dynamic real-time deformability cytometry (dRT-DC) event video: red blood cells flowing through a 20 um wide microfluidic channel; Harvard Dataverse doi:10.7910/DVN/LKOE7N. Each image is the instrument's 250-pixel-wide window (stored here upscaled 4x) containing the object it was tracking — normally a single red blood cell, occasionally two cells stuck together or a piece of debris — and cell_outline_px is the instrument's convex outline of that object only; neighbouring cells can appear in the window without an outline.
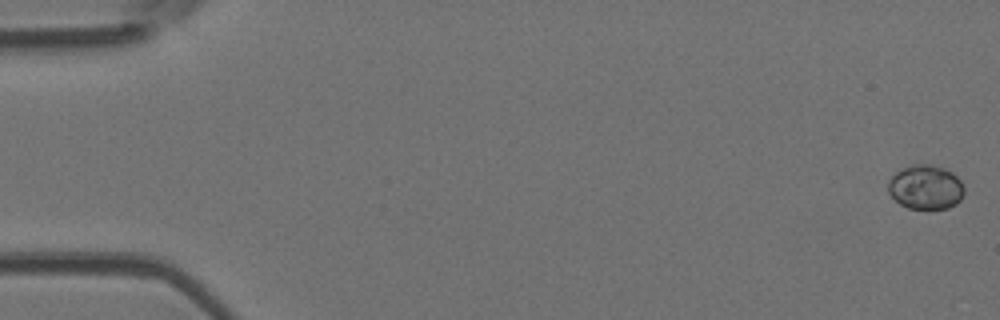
{"species": "Egyptian fruit bat (a non-hibernating species)", "species_latin": "Rousettus aegyptiacus", "temperature_condition": "room temperature", "stored_images_in_passage": 6, "camera_frame_rate_fps": 3000, "um_per_image_px": 0.085, "animal": {"sex": "female"}, "frame": {"image": 1, "passage_image": 1, "time_ms": 0.0, "image_size_px": [1000, 320], "cell_outline_px": [[964, 192], [960, 200], [956, 204], [948, 208], [928, 212], [908, 208], [900, 204], [888, 192], [888, 180], [896, 172], [912, 164], [928, 164], [944, 168], [952, 172], [960, 180], [964, 188]], "centroid_in_image_um": [78.68, 15.96], "position_along_channel_um": 6.3, "area_um2": 20.11}}
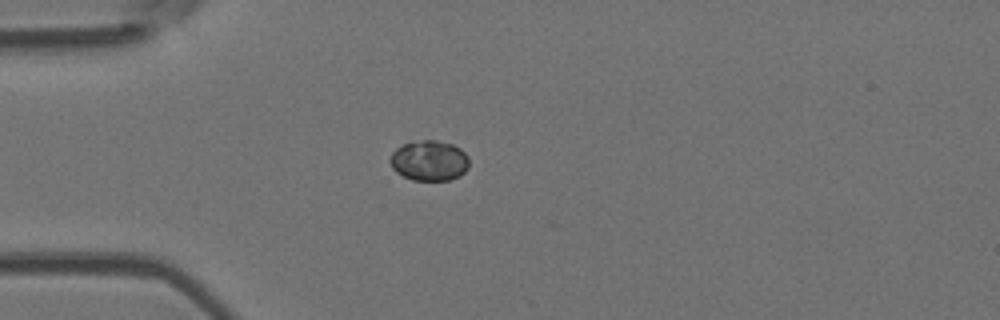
{"frame": {"image": 2, "passage_image": 5, "time_ms": 4.667, "image_size_px": [1000, 320], "cell_outline_px": [[468, 168], [460, 176], [448, 180], [412, 180], [396, 172], [392, 168], [388, 160], [392, 152], [396, 148], [404, 144], [420, 140], [436, 140], [452, 144], [460, 148], [468, 156]], "centroid_in_image_um": [36.47, 13.65], "position_along_channel_um": 48.5, "area_um2": 18.67}}